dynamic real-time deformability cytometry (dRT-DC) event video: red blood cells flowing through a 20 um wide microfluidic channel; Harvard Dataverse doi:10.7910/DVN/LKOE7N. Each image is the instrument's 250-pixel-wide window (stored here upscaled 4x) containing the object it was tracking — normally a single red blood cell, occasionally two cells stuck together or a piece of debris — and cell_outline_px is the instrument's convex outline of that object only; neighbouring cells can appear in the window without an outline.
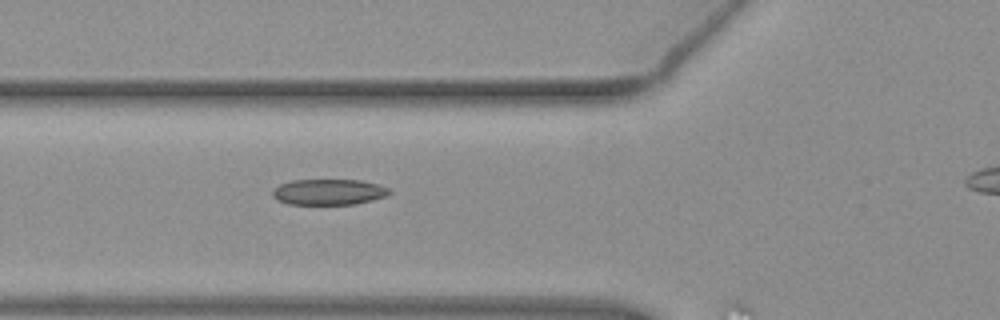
{"species": "common noctule bat (a hibernating species)", "species_latin": "Nyctalus noctula", "temperature_condition": "warm", "stored_images_in_passage": 11, "camera_frame_rate_fps": 3000, "um_per_image_px": 0.085, "animal": {"sex": "female", "body_mass_g": 19.3, "forearm_length_mm": 54.1}, "frame": {"image": 1, "passage_image": 10, "time_ms": 3.0, "image_size_px": [1000, 320], "cell_outline_px": [[392, 192], [388, 196], [356, 204], [288, 204], [276, 200], [272, 196], [272, 192], [280, 184], [292, 180], [360, 180], [376, 184], [388, 188]], "centroid_in_image_um": [27.94, 16.32], "position_along_channel_um": 97.9, "area_um2": 17.57}}